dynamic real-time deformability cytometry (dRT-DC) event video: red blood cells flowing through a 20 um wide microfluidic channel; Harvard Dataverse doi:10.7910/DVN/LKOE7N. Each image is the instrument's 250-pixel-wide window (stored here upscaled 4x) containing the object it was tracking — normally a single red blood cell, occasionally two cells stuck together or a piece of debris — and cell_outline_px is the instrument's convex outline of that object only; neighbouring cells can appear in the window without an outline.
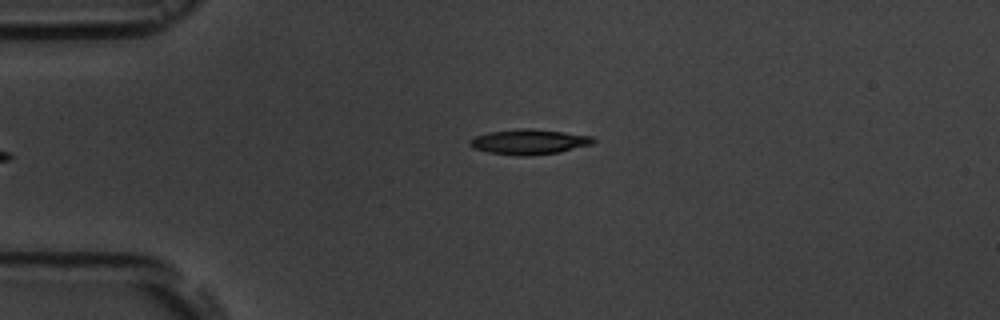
{"species": "common noctule bat (a hibernating species)", "species_latin": "Nyctalus noctula", "temperature_condition": "room temperature", "stored_images_in_passage": 4, "camera_frame_rate_fps": 3000, "um_per_image_px": 0.085, "animal": {"sex": "male", "body_mass_g": 19.5, "forearm_length_mm": 54.6}, "frame": {"image": 1, "passage_image": 4, "time_ms": 4.333, "image_size_px": [1000, 320], "cell_outline_px": [[596, 140], [592, 144], [560, 152], [524, 156], [520, 156], [488, 152], [472, 148], [468, 144], [468, 140], [476, 136], [488, 132], [516, 128], [532, 128], [564, 132], [592, 136]], "centroid_in_image_um": [44.94, 12.04], "position_along_channel_um": 40.1, "area_um2": 18.21}}